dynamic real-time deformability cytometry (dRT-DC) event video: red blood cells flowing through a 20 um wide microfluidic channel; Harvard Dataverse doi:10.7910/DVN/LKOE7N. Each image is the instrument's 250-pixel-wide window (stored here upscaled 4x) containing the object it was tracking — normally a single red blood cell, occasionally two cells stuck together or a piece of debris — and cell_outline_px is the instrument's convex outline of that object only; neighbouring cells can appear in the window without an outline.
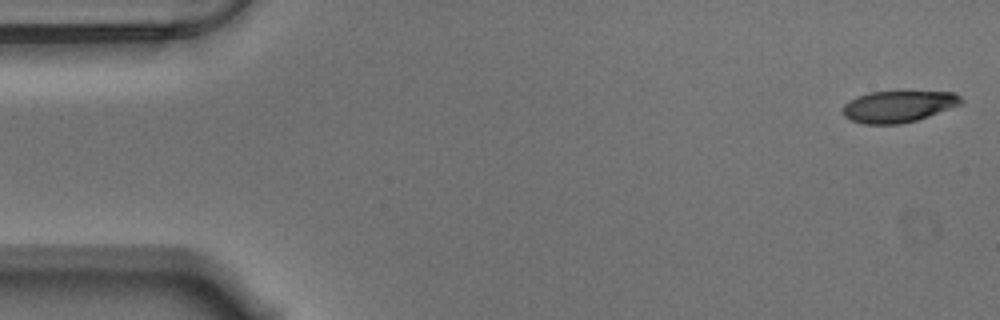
{"species": "Egyptian fruit bat (a non-hibernating species)", "species_latin": "Rousettus aegyptiacus", "temperature_condition": "warm", "stored_images_in_passage": 56, "camera_frame_rate_fps": 3000, "um_per_image_px": 0.085, "animal": {"sex": "male"}, "frame": {"image": 1, "passage_image": 1, "time_ms": 0.0, "image_size_px": [1000, 320], "cell_outline_px": [[964, 100], [960, 104], [928, 116], [916, 120], [900, 124], [864, 124], [852, 120], [844, 116], [844, 104], [856, 96], [872, 92], [956, 92]], "centroid_in_image_um": [76.35, 9.05], "position_along_channel_um": 8.6, "area_um2": 21.44}}
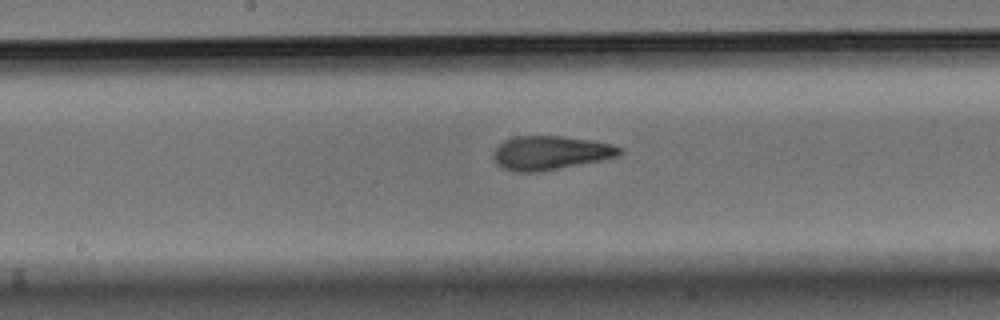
{"frame": {"image": 2, "passage_image": 28, "time_ms": 9.0, "image_size_px": [1000, 320], "cell_outline_px": [[624, 152], [620, 156], [540, 172], [516, 172], [504, 168], [496, 164], [492, 156], [496, 148], [504, 140], [516, 136], [560, 136], [592, 140], [612, 144], [624, 148]], "centroid_in_image_um": [46.81, 12.99], "position_along_channel_um": 201.4, "area_um2": 25.03}}
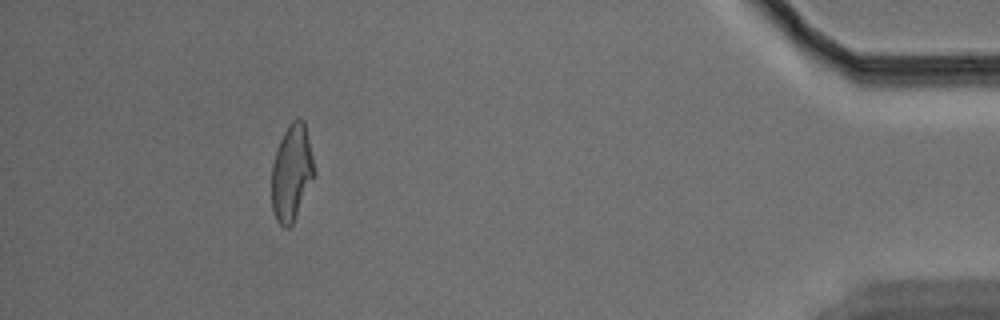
{"frame": {"image": 3, "passage_image": 51, "time_ms": 16.667, "image_size_px": [1000, 320], "cell_outline_px": [[316, 176], [292, 224], [288, 228], [284, 228], [276, 220], [272, 208], [272, 164], [276, 148], [288, 124], [296, 116], [300, 116], [304, 120], [316, 172]], "centroid_in_image_um": [24.8, 14.65], "position_along_channel_um": 410.4, "area_um2": 24.28}, "authors_computed_cell_mechanics": {"area_um2": 24.4205, "velocity_mm_per_s": 3.5276, "shape_relaxation_time_tau1_ms": 5.8574, "shape_relaxation_time_tau2_ms": 1.7655, "deformation_change_tau1": 0.2203, "deformation_change_tau2": 0.0725}}